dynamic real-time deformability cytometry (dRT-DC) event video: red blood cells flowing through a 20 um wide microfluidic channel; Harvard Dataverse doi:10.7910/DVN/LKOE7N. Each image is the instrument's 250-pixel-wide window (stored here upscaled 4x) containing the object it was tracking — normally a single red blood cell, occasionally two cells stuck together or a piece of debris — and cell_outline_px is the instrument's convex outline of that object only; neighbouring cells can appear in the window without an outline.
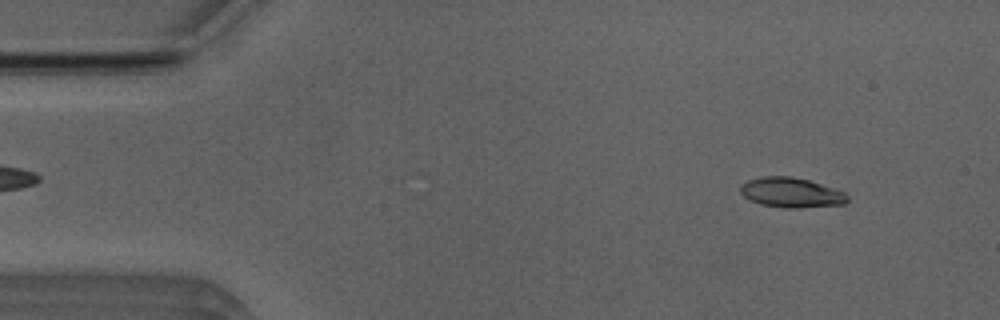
{"species": "Egyptian fruit bat (a non-hibernating species)", "species_latin": "Rousettus aegyptiacus", "temperature_condition": "room temperature", "stored_images_in_passage": 50, "camera_frame_rate_fps": 3000, "um_per_image_px": 0.085, "animal": {"sex": "male"}, "frame": {"image": 1, "passage_image": 4, "time_ms": 1.0, "image_size_px": [1000, 320], "cell_outline_px": [[848, 200], [844, 204], [796, 208], [788, 208], [760, 204], [744, 196], [740, 192], [740, 184], [748, 180], [764, 176], [792, 176], [808, 180], [844, 192], [848, 196]], "centroid_in_image_um": [67.23, 16.36], "position_along_channel_um": 17.8, "area_um2": 18.44}}
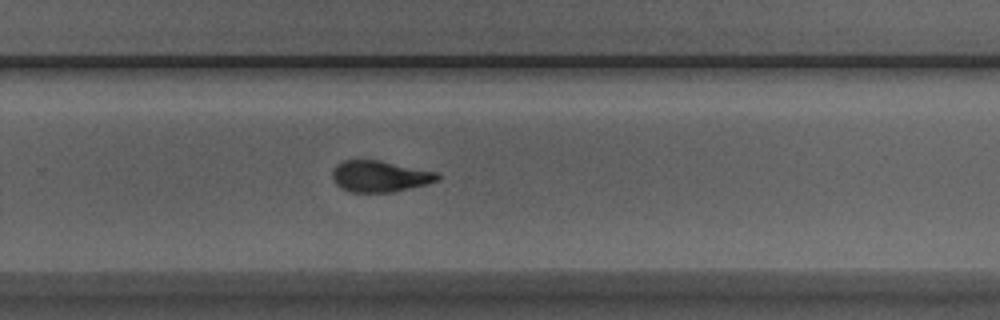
{"frame": {"image": 2, "passage_image": 32, "time_ms": 10.333, "image_size_px": [1000, 320], "cell_outline_px": [[440, 180], [392, 192], [348, 192], [340, 188], [332, 180], [332, 168], [336, 164], [344, 160], [380, 160], [436, 172], [440, 176]], "centroid_in_image_um": [32.22, 14.98], "position_along_channel_um": 297.6, "area_um2": 19.19}}
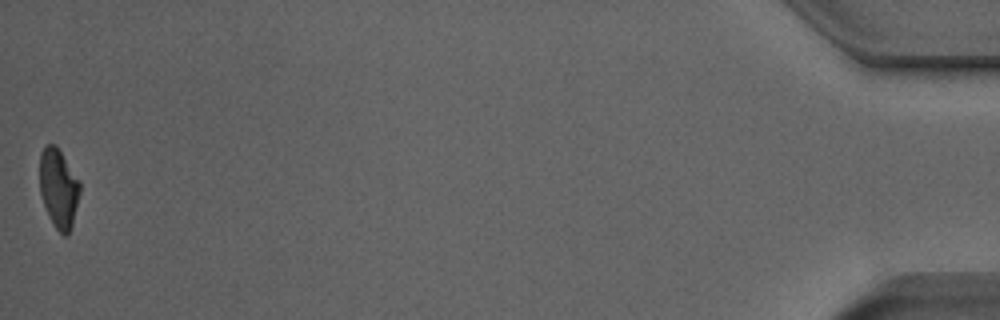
{"frame": {"image": 3, "passage_image": 50, "time_ms": 16.333, "image_size_px": [1000, 320], "cell_outline_px": [[80, 192], [72, 224], [68, 236], [64, 236], [52, 224], [48, 216], [40, 192], [40, 152], [44, 144], [56, 144], [80, 180]], "centroid_in_image_um": [4.98, 15.97], "position_along_channel_um": 430.2, "area_um2": 18.73}, "authors_computed_cell_mechanics": {"area_um2": 19.5364, "velocity_mm_per_s": 3.9462, "shape_relaxation_time_tau1_ms": 4.238, "shape_relaxation_time_tau2_ms": 2.2702, "deformation_change_tau1": 0.1528, "deformation_change_tau2": 0.0911}}